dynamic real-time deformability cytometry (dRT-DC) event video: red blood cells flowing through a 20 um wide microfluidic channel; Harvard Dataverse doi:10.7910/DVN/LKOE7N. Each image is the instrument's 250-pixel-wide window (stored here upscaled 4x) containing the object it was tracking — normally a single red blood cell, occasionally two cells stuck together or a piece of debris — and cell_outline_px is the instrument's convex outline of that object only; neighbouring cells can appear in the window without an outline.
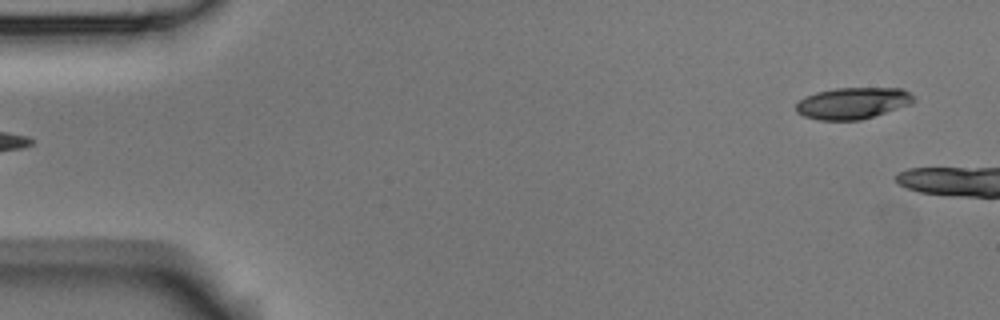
{"species": "Egyptian fruit bat (a non-hibernating species)", "species_latin": "Rousettus aegyptiacus", "temperature_condition": "room temperature", "stored_images_in_passage": 4, "camera_frame_rate_fps": 3000, "um_per_image_px": 0.085, "animal": {"sex": "male"}, "frame": {"image": 1, "passage_image": 4, "time_ms": 1.0, "image_size_px": [1000, 320], "cell_outline_px": [[916, 100], [912, 104], [860, 120], [820, 120], [804, 116], [796, 112], [796, 104], [800, 100], [816, 92], [836, 88], [904, 88], [916, 96]], "centroid_in_image_um": [72.54, 8.76], "position_along_channel_um": 12.5, "area_um2": 21.68}}